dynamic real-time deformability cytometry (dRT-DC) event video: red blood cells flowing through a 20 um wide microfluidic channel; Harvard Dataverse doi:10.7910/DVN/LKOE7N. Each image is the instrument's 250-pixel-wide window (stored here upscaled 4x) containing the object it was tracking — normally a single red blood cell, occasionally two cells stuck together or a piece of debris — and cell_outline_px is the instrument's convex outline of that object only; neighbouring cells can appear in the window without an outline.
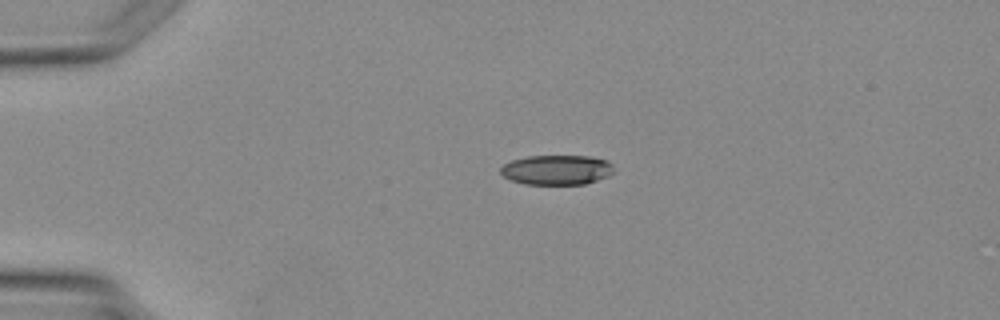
{"species": "Egyptian fruit bat (a non-hibernating species)", "species_latin": "Rousettus aegyptiacus", "temperature_condition": "warm", "stored_images_in_passage": 2, "camera_frame_rate_fps": 3000, "um_per_image_px": 0.085, "animal": {"sex": "female"}, "frame": {"image": 1, "passage_image": 1, "time_ms": 0.0, "image_size_px": [1000, 320], "cell_outline_px": [[612, 172], [608, 176], [584, 184], [524, 184], [512, 180], [504, 176], [500, 172], [500, 168], [504, 164], [512, 160], [528, 156], [588, 156], [604, 160], [612, 164]], "centroid_in_image_um": [47.29, 14.44], "position_along_channel_um": 37.7, "area_um2": 19.42}}